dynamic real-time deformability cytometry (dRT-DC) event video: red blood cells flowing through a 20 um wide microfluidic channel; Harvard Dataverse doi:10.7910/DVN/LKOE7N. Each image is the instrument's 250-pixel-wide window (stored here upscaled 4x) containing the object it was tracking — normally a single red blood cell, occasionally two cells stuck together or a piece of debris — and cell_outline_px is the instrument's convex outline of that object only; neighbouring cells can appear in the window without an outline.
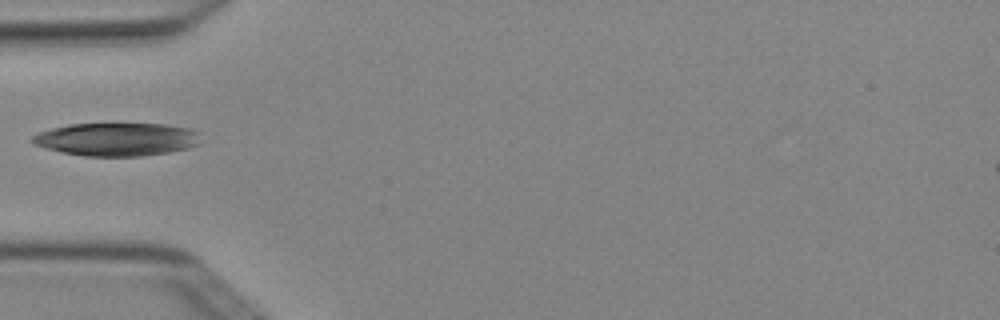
{"species": "Egyptian fruit bat (a non-hibernating species)", "species_latin": "Rousettus aegyptiacus", "temperature_condition": "cold", "stored_images_in_passage": 1, "camera_frame_rate_fps": 3000, "um_per_image_px": 0.085, "animal": {"sex": "female"}, "frame": {"image": 1, "passage_image": 1, "time_ms": 0.0, "image_size_px": [1000, 320], "cell_outline_px": [[200, 144], [188, 148], [168, 152], [140, 156], [84, 156], [64, 152], [48, 148], [36, 144], [28, 140], [32, 136], [40, 132], [52, 128], [68, 124], [164, 124], [188, 128], [200, 132]], "centroid_in_image_um": [9.96, 11.84], "position_along_channel_um": 75.0, "area_um2": 32.37}}